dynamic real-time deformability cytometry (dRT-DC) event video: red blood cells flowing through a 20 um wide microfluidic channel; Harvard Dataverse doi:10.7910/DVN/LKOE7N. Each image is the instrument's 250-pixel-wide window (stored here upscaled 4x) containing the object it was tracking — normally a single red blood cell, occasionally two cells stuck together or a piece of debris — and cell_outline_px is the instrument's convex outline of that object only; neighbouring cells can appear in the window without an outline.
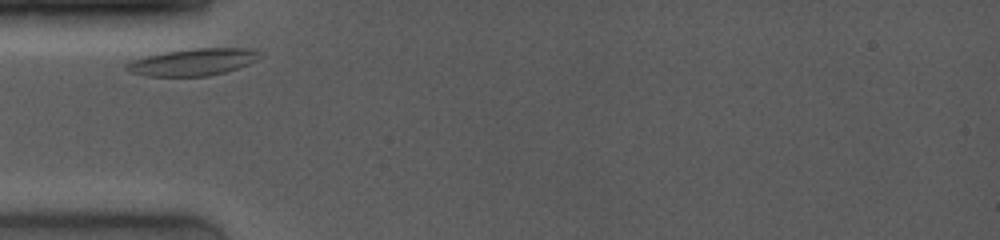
{"species": "common noctule bat (a hibernating species)", "species_latin": "Nyctalus noctula", "temperature_condition": "room temperature", "stored_images_in_passage": 49, "camera_frame_rate_fps": 4000, "um_per_image_px": 0.085, "animal": {"sex": "female", "body_mass_g": 19.0, "forearm_length_mm": 53.3}, "frame": {"image": 1, "passage_image": 1, "time_ms": 0.0, "image_size_px": [1000, 240], "cell_outline_px": [[264, 52], [256, 60], [248, 64], [224, 72], [208, 76], [148, 76], [132, 72], [124, 68], [124, 64], [132, 60], [144, 56], [164, 52], [192, 48], [252, 48]], "centroid_in_image_um": [16.41, 5.26], "position_along_channel_um": 68.6, "area_um2": 21.04}}
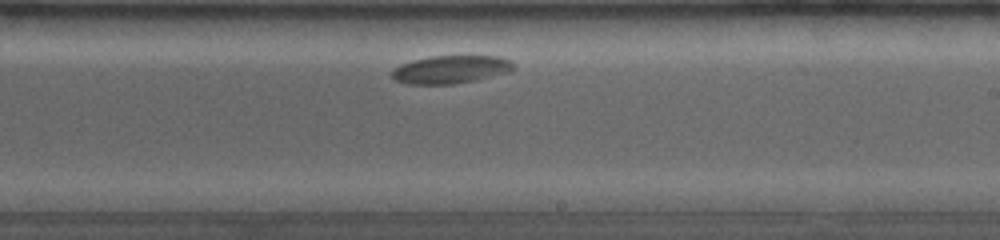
{"frame": {"image": 2, "passage_image": 27, "time_ms": 5.25, "image_size_px": [1000, 240], "cell_outline_px": [[516, 68], [508, 72], [476, 80], [452, 84], [408, 84], [396, 80], [392, 76], [392, 72], [400, 64], [412, 60], [432, 56], [500, 56], [512, 60], [516, 64]], "centroid_in_image_um": [38.37, 5.89], "position_along_channel_um": 250.6, "area_um2": 19.88}}
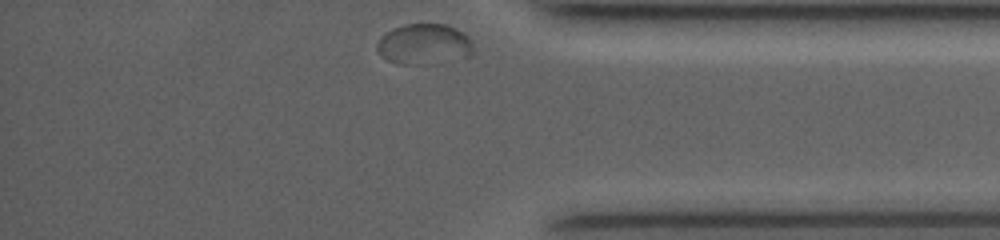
{"frame": {"image": 3, "passage_image": 48, "time_ms": 9.5, "image_size_px": [1000, 240], "cell_outline_px": [[472, 52], [468, 56], [404, 64], [400, 64], [388, 60], [380, 56], [376, 48], [376, 44], [380, 36], [392, 28], [404, 24], [444, 24], [456, 28], [468, 36], [472, 40]], "centroid_in_image_um": [35.97, 3.7], "position_along_channel_um": 399.2, "area_um2": 22.14}}